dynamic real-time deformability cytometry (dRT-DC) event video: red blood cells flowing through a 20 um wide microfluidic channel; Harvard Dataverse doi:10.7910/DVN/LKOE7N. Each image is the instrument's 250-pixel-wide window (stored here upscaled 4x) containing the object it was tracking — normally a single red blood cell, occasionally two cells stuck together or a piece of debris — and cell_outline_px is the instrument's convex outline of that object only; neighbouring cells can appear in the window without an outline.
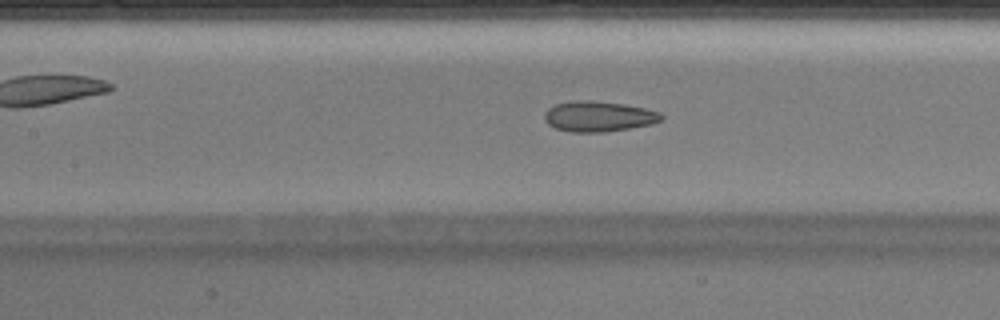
{"species": "Egyptian fruit bat (a non-hibernating species)", "species_latin": "Rousettus aegyptiacus", "temperature_condition": "warm", "stored_images_in_passage": 43, "camera_frame_rate_fps": 3000, "um_per_image_px": 0.085, "animal": {"sex": "male"}, "frame": {"image": 1, "passage_image": 19, "time_ms": 6.0, "image_size_px": [1000, 320], "cell_outline_px": [[664, 120], [652, 124], [608, 132], [568, 132], [556, 128], [548, 124], [544, 120], [544, 112], [548, 108], [556, 104], [572, 100], [592, 100], [620, 104], [644, 108], [660, 112], [664, 116]], "centroid_in_image_um": [50.87, 9.9], "position_along_channel_um": 156.5, "area_um2": 20.92}}